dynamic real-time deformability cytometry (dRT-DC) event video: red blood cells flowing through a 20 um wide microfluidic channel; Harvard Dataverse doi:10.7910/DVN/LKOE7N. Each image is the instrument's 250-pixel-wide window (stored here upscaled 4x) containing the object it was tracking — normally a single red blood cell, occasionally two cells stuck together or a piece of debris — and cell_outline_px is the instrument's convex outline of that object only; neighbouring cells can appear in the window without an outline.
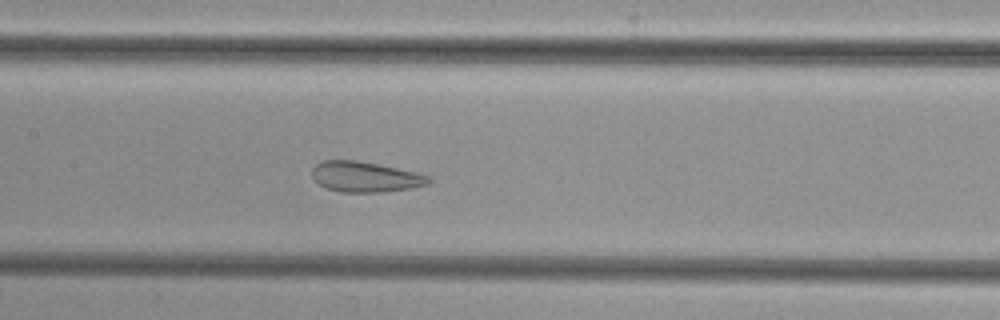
{"species": "common noctule bat (a hibernating species)", "species_latin": "Nyctalus noctula", "temperature_condition": "cold", "stored_images_in_passage": 48, "camera_frame_rate_fps": 3000, "um_per_image_px": 0.085, "animal": {"sex": "female", "body_mass_g": 29.2, "forearm_length_mm": 56.3}, "frame": {"image": 1, "passage_image": 21, "time_ms": 6.667, "image_size_px": [1000, 320], "cell_outline_px": [[432, 180], [428, 184], [412, 188], [384, 192], [340, 192], [328, 188], [320, 184], [312, 176], [312, 168], [316, 164], [324, 160], [356, 160], [416, 172], [428, 176]], "centroid_in_image_um": [31.05, 15.03], "position_along_channel_um": 176.4, "area_um2": 20.52}}
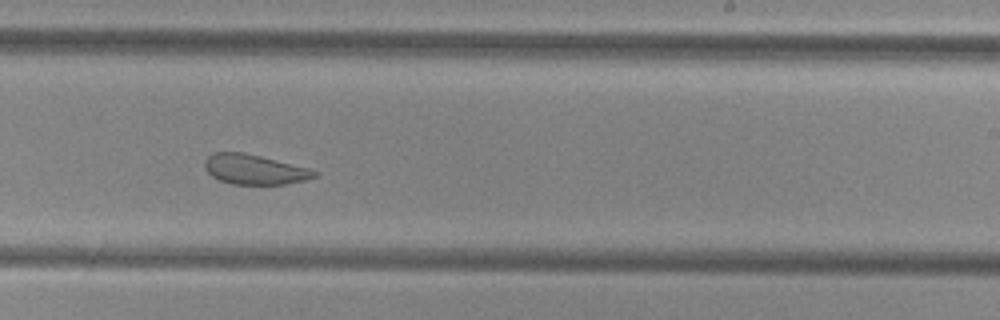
{"frame": {"image": 2, "passage_image": 28, "time_ms": 9.0, "image_size_px": [1000, 320], "cell_outline_px": [[320, 176], [304, 180], [284, 184], [232, 184], [220, 180], [212, 176], [204, 168], [204, 160], [212, 152], [240, 152], [260, 156], [308, 168], [320, 172]], "centroid_in_image_um": [21.63, 14.4], "position_along_channel_um": 267.4, "area_um2": 19.07}}
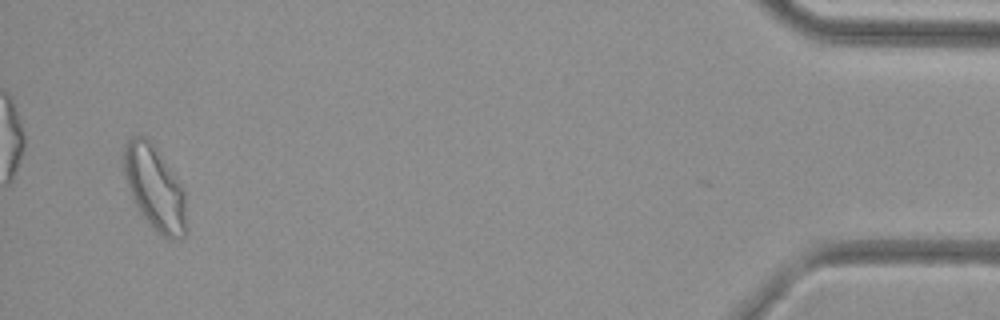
{"frame": {"image": 3, "passage_image": 46, "time_ms": 15.0, "image_size_px": [1000, 320], "cell_outline_px": [[188, 236], [172, 240], [168, 240], [156, 232], [136, 208], [132, 200], [124, 176], [124, 152], [128, 140], [132, 136], [144, 136], [156, 148], [184, 188], [188, 228]], "centroid_in_image_um": [13.19, 16.07], "position_along_channel_um": 422.0, "area_um2": 31.15}}